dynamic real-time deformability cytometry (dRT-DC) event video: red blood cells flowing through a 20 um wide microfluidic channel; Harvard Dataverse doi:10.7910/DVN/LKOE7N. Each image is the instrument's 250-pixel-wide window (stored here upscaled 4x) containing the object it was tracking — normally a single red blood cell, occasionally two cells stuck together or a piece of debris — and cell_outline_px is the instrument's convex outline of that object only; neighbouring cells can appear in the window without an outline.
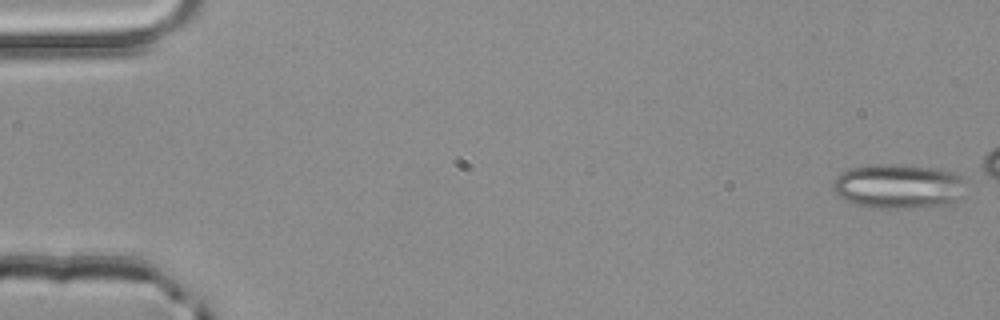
{"species": "common noctule bat (a hibernating species)", "species_latin": "Nyctalus noctula", "temperature_condition": "room temperature", "stored_images_in_passage": 46, "segment_of_instrument_passage": [1, 2], "camera_frame_rate_fps": 3000, "um_per_image_px": 0.085, "animal": {"sex": "male", "body_mass_g": 20.4}, "frame": {"image": 1, "passage_image": 1, "time_ms": 0.0, "image_size_px": [1000, 320], "cell_outline_px": [[964, 180], [952, 204], [944, 208], [880, 208], [856, 204], [844, 200], [832, 188], [832, 184], [836, 176], [840, 172], [852, 168], [876, 164], [896, 164], [936, 168], [956, 172], [964, 176]], "centroid_in_image_um": [76.37, 15.84], "position_along_channel_um": 8.6, "area_um2": 34.74}}